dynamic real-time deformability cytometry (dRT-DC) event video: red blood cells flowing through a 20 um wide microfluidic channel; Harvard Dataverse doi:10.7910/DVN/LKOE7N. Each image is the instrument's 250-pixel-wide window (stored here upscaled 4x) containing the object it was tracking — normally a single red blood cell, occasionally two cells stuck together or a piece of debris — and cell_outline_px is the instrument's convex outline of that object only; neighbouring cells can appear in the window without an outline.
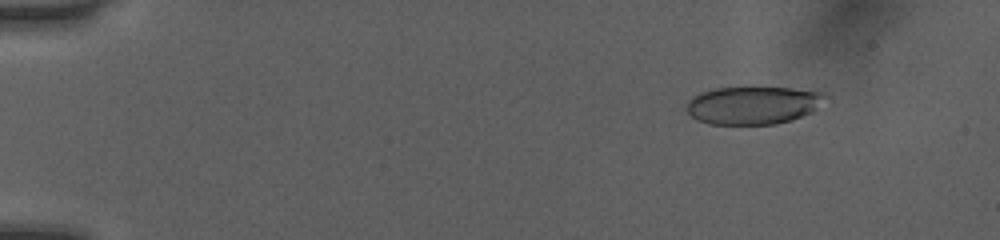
{"species": "human", "species_latin": "Homo sapiens", "temperature_condition": "room temperature", "stored_images_in_passage": 45, "camera_frame_rate_fps": 3000, "um_per_image_px": 0.085, "donor": {"sex": "female"}, "frame": {"image": 1, "passage_image": 1, "time_ms": 0.0, "image_size_px": [1000, 240], "cell_outline_px": [[832, 96], [812, 112], [792, 120], [776, 124], [708, 124], [696, 120], [684, 108], [688, 100], [692, 96], [700, 92], [716, 88], [792, 88], [824, 92]], "centroid_in_image_um": [64.04, 8.94], "position_along_channel_um": 21.0, "area_um2": 31.04}}
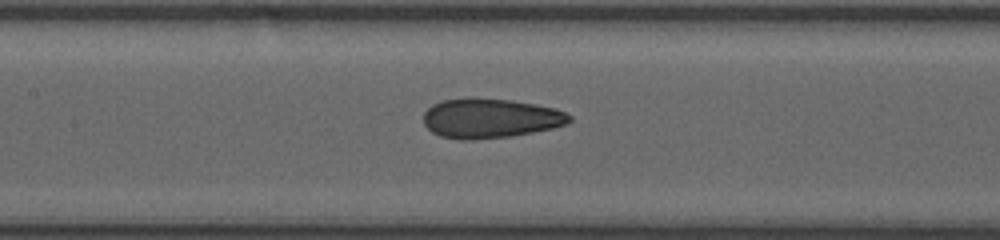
{"frame": {"image": 2, "passage_image": 20, "time_ms": 6.333, "image_size_px": [1000, 240], "cell_outline_px": [[572, 120], [568, 124], [552, 128], [512, 136], [472, 140], [460, 140], [440, 136], [432, 132], [424, 124], [424, 112], [432, 104], [440, 100], [468, 96], [476, 96], [512, 100], [536, 104], [556, 108], [572, 116]], "centroid_in_image_um": [41.66, 10.03], "position_along_channel_um": 165.7, "area_um2": 34.39}}
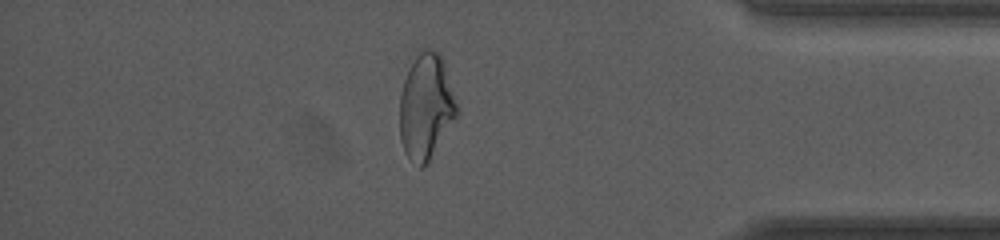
{"frame": {"image": 3, "passage_image": 39, "time_ms": 12.667, "image_size_px": [1000, 240], "cell_outline_px": [[460, 112], [428, 164], [424, 168], [420, 168], [404, 152], [400, 140], [400, 92], [408, 68], [416, 56], [424, 48], [428, 48], [440, 52], [444, 60], [460, 108]], "centroid_in_image_um": [36.25, 9.07], "position_along_channel_um": 399.0, "area_um2": 36.01}, "authors_computed_cell_mechanics": {"area_um2": 33.7552, "velocity_mm_per_s": 4.083, "shape_relaxation_time_tau1_ms": 9.9342, "shape_relaxation_time_tau2_ms": 1.5514, "deformation_change_tau1": 0.2287, "deformation_change_tau2": 0.0878}}